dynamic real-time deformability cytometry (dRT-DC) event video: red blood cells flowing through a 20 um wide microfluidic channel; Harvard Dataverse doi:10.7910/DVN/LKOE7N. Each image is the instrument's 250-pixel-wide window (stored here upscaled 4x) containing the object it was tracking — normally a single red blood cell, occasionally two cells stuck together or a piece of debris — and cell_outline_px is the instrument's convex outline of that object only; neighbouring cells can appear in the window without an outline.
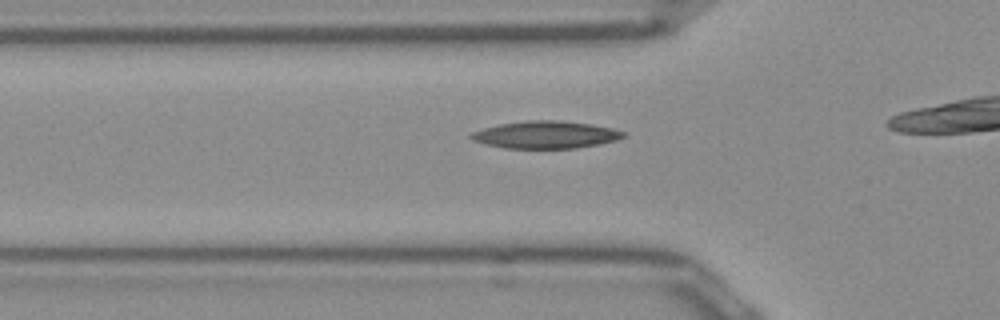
{"species": "Egyptian fruit bat (a non-hibernating species)", "species_latin": "Rousettus aegyptiacus", "temperature_condition": "room temperature", "stored_images_in_passage": 32, "camera_frame_rate_fps": 3000, "um_per_image_px": 0.085, "frame": {"image": 1, "passage_image": 7, "time_ms": 2.0, "image_size_px": [1000, 320], "cell_outline_px": [[628, 136], [616, 140], [600, 144], [576, 148], [504, 148], [484, 144], [472, 140], [468, 136], [472, 132], [484, 128], [500, 124], [524, 120], [560, 120], [588, 124], [612, 128], [624, 132]], "centroid_in_image_um": [46.37, 11.45], "position_along_channel_um": 79.4, "area_um2": 24.33}}
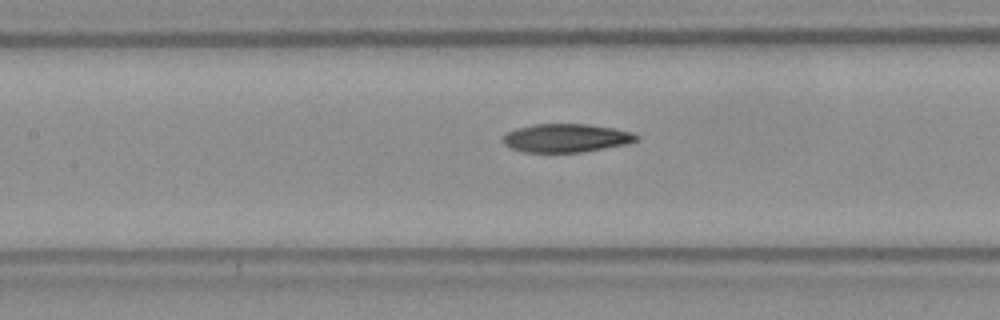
{"frame": {"image": 2, "passage_image": 13, "time_ms": 4.0, "image_size_px": [1000, 320], "cell_outline_px": [[640, 140], [628, 144], [580, 152], [524, 152], [512, 148], [504, 144], [500, 140], [508, 132], [516, 128], [532, 124], [588, 124], [616, 128], [632, 132], [640, 136]], "centroid_in_image_um": [48.16, 11.72], "position_along_channel_um": 159.2, "area_um2": 22.31}}
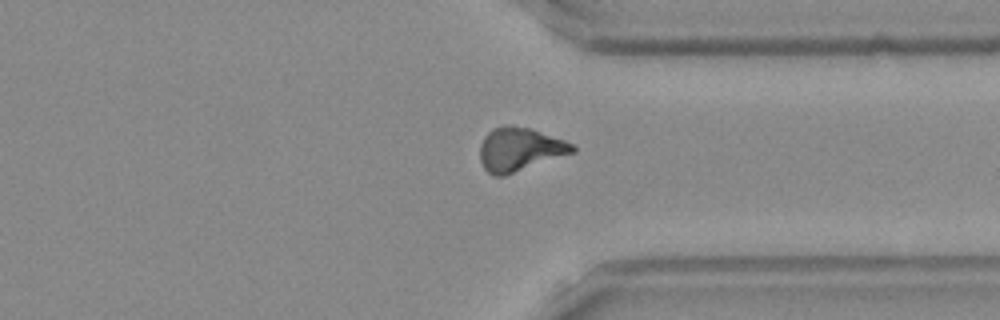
{"frame": {"image": 3, "passage_image": 29, "time_ms": 9.333, "image_size_px": [1000, 320], "cell_outline_px": [[576, 152], [504, 176], [496, 176], [488, 172], [484, 168], [480, 160], [480, 144], [484, 136], [492, 128], [508, 124], [512, 124], [532, 128], [564, 140], [572, 144], [576, 148]], "centroid_in_image_um": [44.17, 12.68], "position_along_channel_um": 367.2, "area_um2": 23.76}}